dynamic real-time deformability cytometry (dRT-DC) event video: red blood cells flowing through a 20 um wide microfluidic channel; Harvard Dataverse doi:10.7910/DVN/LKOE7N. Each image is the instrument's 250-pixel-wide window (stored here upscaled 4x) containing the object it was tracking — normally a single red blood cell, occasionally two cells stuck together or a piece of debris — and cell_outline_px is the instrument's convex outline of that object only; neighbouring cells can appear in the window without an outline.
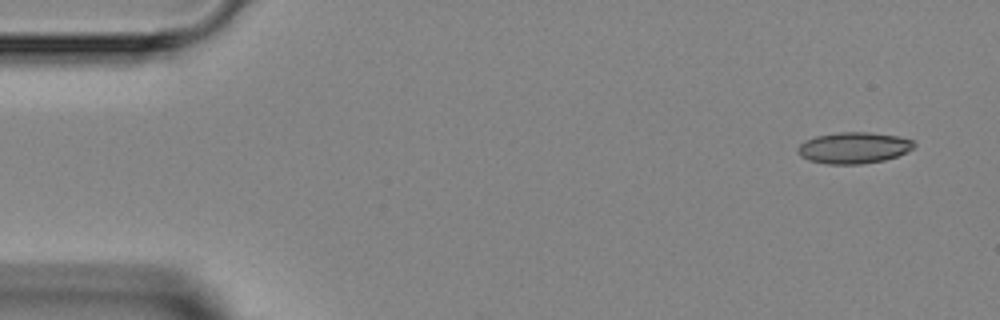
{"species": "Egyptian fruit bat (a non-hibernating species)", "species_latin": "Rousettus aegyptiacus", "temperature_condition": "room temperature", "stored_images_in_passage": 6, "segment_of_instrument_passage": [2, 2], "camera_frame_rate_fps": 3000, "um_per_image_px": 0.085, "animal": {"sex": "female"}, "frame": {"image": 1, "passage_image": 6, "time_ms": 7.0, "image_size_px": [1000, 320], "cell_outline_px": [[916, 144], [908, 152], [884, 160], [860, 164], [828, 164], [808, 160], [800, 156], [796, 152], [796, 148], [804, 140], [816, 136], [840, 132], [868, 132], [896, 136], [912, 140]], "centroid_in_image_um": [72.52, 12.56], "position_along_channel_um": 12.5, "area_um2": 21.21}}